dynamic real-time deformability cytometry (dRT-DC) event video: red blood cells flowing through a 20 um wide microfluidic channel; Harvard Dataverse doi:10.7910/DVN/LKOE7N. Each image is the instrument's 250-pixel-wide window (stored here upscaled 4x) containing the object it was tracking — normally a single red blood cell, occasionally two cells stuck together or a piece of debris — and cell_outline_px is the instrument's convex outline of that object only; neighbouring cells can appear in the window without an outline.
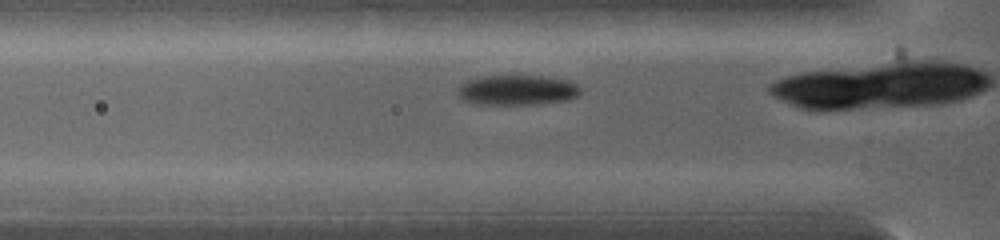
{"species": "common noctule bat (a hibernating species)", "species_latin": "Nyctalus noctula", "temperature_condition": "warm", "stored_images_in_passage": 7, "camera_frame_rate_fps": 5000, "um_per_image_px": 0.085, "animal": {"sex": "female", "body_mass_g": 19.0, "forearm_length_mm": 53.3}, "frame": {"image": 1, "passage_image": 3, "time_ms": 0.6, "image_size_px": [1000, 240], "cell_outline_px": [[584, 88], [576, 96], [568, 100], [544, 104], [476, 104], [464, 100], [456, 96], [456, 88], [464, 80], [480, 76], [544, 76], [568, 80]], "centroid_in_image_um": [43.93, 7.65], "position_along_channel_um": 81.9, "area_um2": 22.02}}